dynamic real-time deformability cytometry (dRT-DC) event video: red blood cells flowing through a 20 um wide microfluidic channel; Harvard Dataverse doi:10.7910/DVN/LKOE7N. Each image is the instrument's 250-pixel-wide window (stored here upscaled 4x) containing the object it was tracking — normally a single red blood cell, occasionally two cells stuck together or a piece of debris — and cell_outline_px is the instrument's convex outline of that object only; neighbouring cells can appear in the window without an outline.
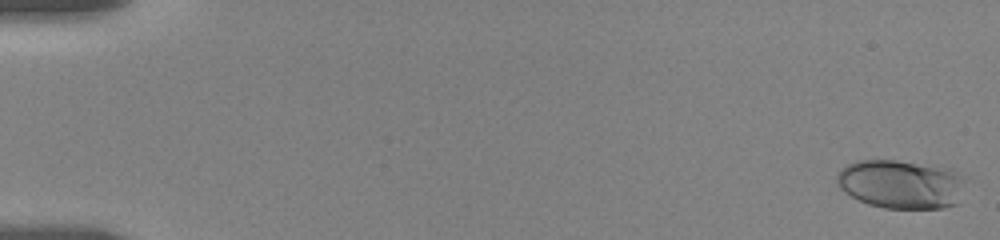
{"species": "human", "species_latin": "Homo sapiens", "temperature_condition": "room temperature", "stored_images_in_passage": 16, "camera_frame_rate_fps": 3000, "um_per_image_px": 0.085, "donor": {"sex": "female"}, "frame": {"image": 1, "passage_image": 1, "time_ms": 0.0, "image_size_px": [1000, 240], "cell_outline_px": [[956, 204], [944, 208], [884, 208], [868, 204], [844, 192], [840, 188], [836, 180], [836, 176], [840, 168], [856, 160], [896, 160], [952, 168], [956, 176]], "centroid_in_image_um": [76.4, 15.64], "position_along_channel_um": 8.6, "area_um2": 35.49}}
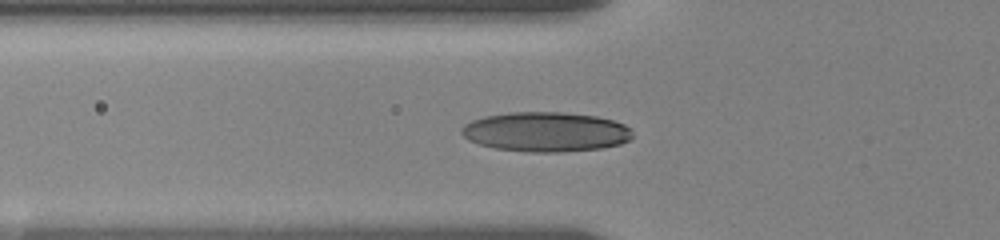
{"frame": {"image": 2, "passage_image": 10, "time_ms": 6.667, "image_size_px": [1000, 240], "cell_outline_px": [[632, 136], [628, 140], [620, 144], [604, 148], [560, 152], [528, 152], [496, 148], [480, 144], [468, 140], [460, 132], [460, 128], [464, 124], [472, 120], [484, 116], [508, 112], [564, 112], [596, 116], [612, 120], [624, 124], [632, 128]], "centroid_in_image_um": [46.39, 11.2], "position_along_channel_um": 79.4, "area_um2": 39.77}}
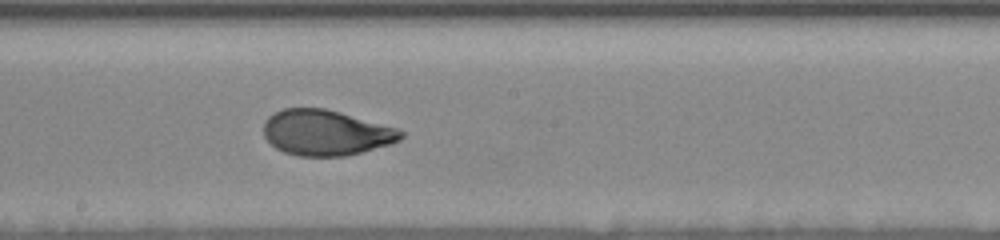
{"frame": {"image": 3, "passage_image": 16, "time_ms": 10.667, "image_size_px": [1000, 240], "cell_outline_px": [[404, 136], [400, 140], [392, 144], [344, 156], [296, 156], [284, 152], [276, 148], [264, 136], [264, 120], [268, 116], [284, 108], [324, 108], [340, 112], [400, 128], [404, 132]], "centroid_in_image_um": [27.73, 11.27], "position_along_channel_um": 220.5, "area_um2": 36.59}}